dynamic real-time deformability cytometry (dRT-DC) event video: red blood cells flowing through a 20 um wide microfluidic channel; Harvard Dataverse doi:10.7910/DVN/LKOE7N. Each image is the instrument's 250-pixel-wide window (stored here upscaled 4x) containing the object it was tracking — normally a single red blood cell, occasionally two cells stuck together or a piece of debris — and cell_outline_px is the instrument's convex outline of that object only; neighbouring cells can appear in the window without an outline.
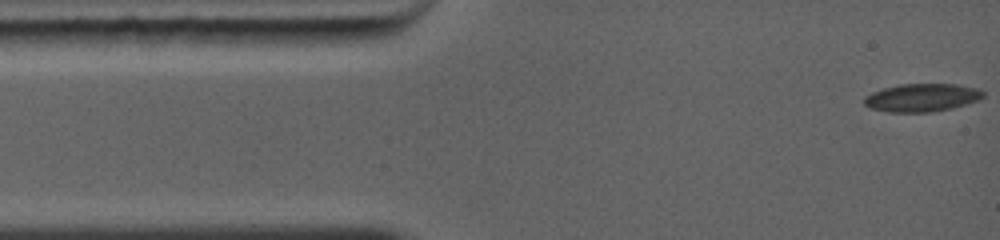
{"species": "common noctule bat (a hibernating species)", "species_latin": "Nyctalus noctula", "temperature_condition": "warm", "stored_images_in_passage": 57, "camera_frame_rate_fps": 5000, "um_per_image_px": 0.085, "animal": {"sex": "female", "body_mass_g": 19.0, "forearm_length_mm": 56.7}, "frame": {"image": 1, "passage_image": 1, "time_ms": 0.0, "image_size_px": [1000, 240], "cell_outline_px": [[984, 96], [976, 100], [952, 108], [928, 112], [888, 112], [872, 108], [864, 104], [864, 96], [872, 92], [884, 88], [900, 84], [960, 84], [980, 88], [984, 92]], "centroid_in_image_um": [78.37, 8.28], "position_along_channel_um": 6.6, "area_um2": 19.36}}
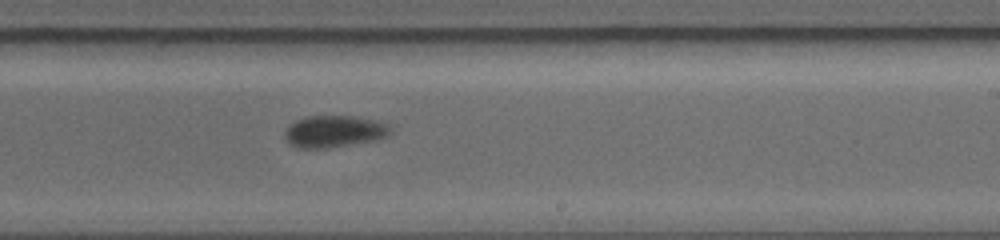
{"frame": {"image": 2, "passage_image": 33, "time_ms": 7.6, "image_size_px": [1000, 240], "cell_outline_px": [[388, 132], [384, 136], [372, 140], [332, 148], [296, 148], [288, 144], [284, 136], [284, 132], [292, 124], [300, 120], [312, 116], [348, 116], [368, 120], [384, 124], [388, 128]], "centroid_in_image_um": [28.27, 11.21], "position_along_channel_um": 260.7, "area_um2": 18.79}}
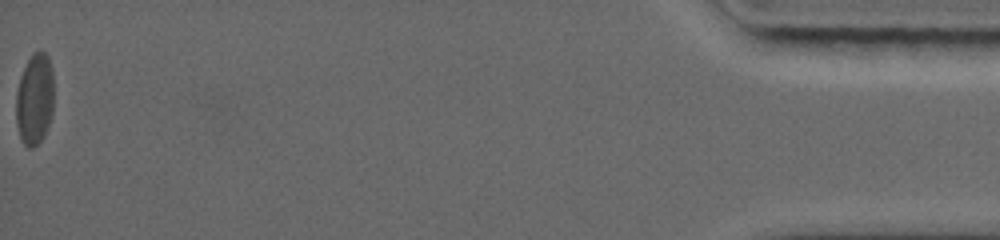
{"frame": {"image": 3, "passage_image": 57, "time_ms": 15.0, "image_size_px": [1000, 240], "cell_outline_px": [[52, 112], [44, 136], [32, 148], [28, 148], [20, 140], [16, 120], [16, 96], [20, 80], [24, 68], [28, 60], [36, 52], [44, 52], [48, 56], [52, 76]], "centroid_in_image_um": [2.93, 8.48], "position_along_channel_um": 432.3, "area_um2": 19.59}, "authors_computed_cell_mechanics": {"area_um2": 19.3052, "velocity_mm_per_s": 4.3064, "shape_relaxation_time_tau1_ms": 3.2513, "shape_relaxation_time_tau2_ms": 1.2966, "deformation_change_tau1": 0.1005, "deformation_change_tau2": 0.0463}}